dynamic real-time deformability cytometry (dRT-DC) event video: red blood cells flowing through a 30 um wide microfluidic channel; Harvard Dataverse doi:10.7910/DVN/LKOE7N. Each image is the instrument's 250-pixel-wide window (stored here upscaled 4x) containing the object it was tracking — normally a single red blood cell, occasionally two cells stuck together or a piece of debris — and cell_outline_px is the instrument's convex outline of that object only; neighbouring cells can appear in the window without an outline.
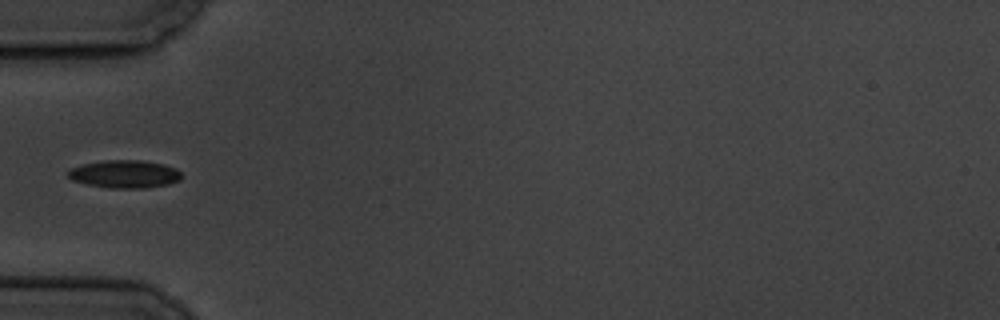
{"species": "common noctule bat (a hibernating species)", "species_latin": "Nyctalus noctula", "temperature_condition": "cold", "stored_images_in_passage": 8, "camera_frame_rate_fps": 3000, "um_per_image_px": 0.085, "animal": {"sex": "male", "body_mass_g": 19.5, "forearm_length_mm": 54.6}, "frame": {"image": 1, "passage_image": 3, "time_ms": 2.667, "image_size_px": [1000, 320], "cell_outline_px": [[180, 180], [168, 184], [144, 188], [112, 188], [88, 184], [72, 180], [68, 176], [68, 172], [72, 168], [84, 164], [104, 160], [140, 160], [164, 164], [176, 168], [180, 172]], "centroid_in_image_um": [10.62, 14.79], "position_along_channel_um": 74.4, "area_um2": 18.21}}
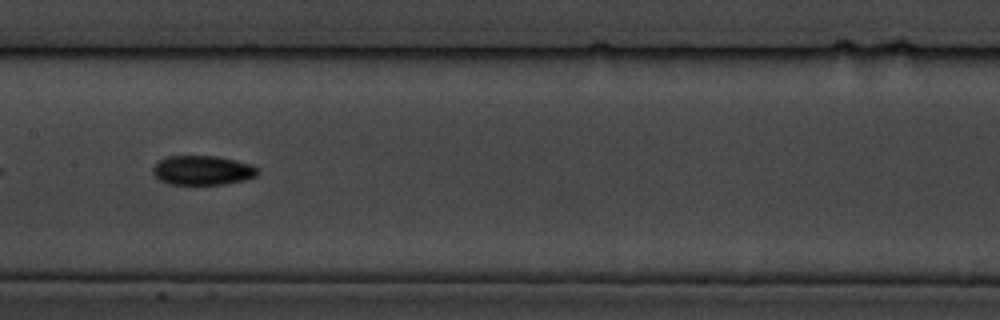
{"frame": {"image": 2, "passage_image": 6, "time_ms": 6.0, "image_size_px": [1000, 320], "cell_outline_px": [[256, 176], [244, 180], [224, 184], [168, 184], [160, 180], [152, 172], [152, 168], [160, 160], [168, 156], [216, 156], [236, 160], [248, 164], [256, 168]], "centroid_in_image_um": [17.17, 14.47], "position_along_channel_um": 190.2, "area_um2": 17.69}}
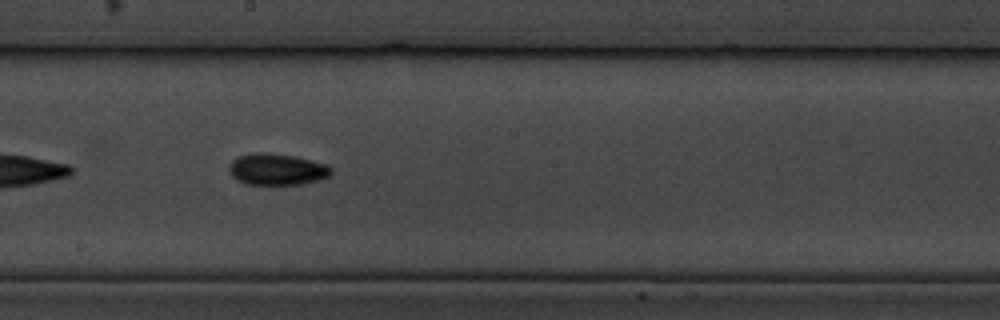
{"frame": {"image": 3, "passage_image": 7, "time_ms": 7.0, "image_size_px": [1000, 320], "cell_outline_px": [[332, 172], [328, 176], [320, 180], [304, 184], [248, 184], [236, 180], [232, 176], [228, 168], [228, 164], [232, 160], [240, 156], [256, 152], [264, 152], [296, 156], [328, 164], [332, 168]], "centroid_in_image_um": [23.55, 14.39], "position_along_channel_um": 224.6, "area_um2": 18.9}}